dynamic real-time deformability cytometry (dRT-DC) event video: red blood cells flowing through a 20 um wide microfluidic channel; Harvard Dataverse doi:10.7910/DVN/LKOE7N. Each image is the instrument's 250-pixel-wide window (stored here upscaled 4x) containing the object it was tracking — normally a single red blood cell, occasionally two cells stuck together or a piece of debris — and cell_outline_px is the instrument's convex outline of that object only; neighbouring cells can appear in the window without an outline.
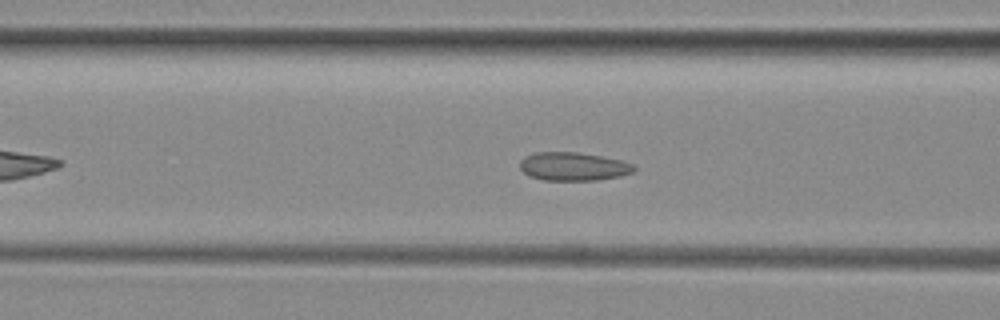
{"species": "common noctule bat (a hibernating species)", "species_latin": "Nyctalus noctula", "temperature_condition": "room temperature", "stored_images_in_passage": 40, "camera_frame_rate_fps": 3000, "um_per_image_px": 0.085, "animal": {"sex": "female", "body_mass_g": 29.2, "forearm_length_mm": 56.3}, "frame": {"image": 1, "passage_image": 10, "time_ms": 3.0, "image_size_px": [1000, 320], "cell_outline_px": [[636, 168], [632, 172], [620, 176], [596, 180], [544, 180], [528, 176], [520, 168], [520, 160], [524, 156], [536, 152], [576, 152], [624, 160], [632, 164]], "centroid_in_image_um": [48.71, 14.14], "position_along_channel_um": 117.9, "area_um2": 18.9}}
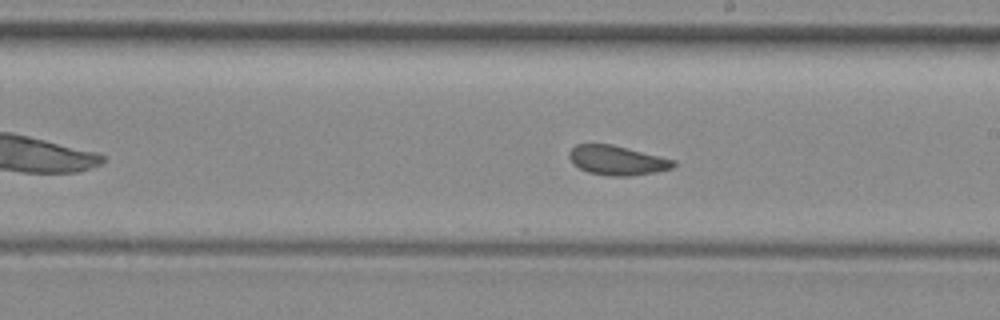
{"frame": {"image": 2, "passage_image": 19, "time_ms": 6.0, "image_size_px": [1000, 320], "cell_outline_px": [[676, 164], [672, 168], [656, 172], [628, 176], [608, 176], [588, 172], [572, 164], [568, 156], [568, 152], [576, 144], [612, 144], [676, 160]], "centroid_in_image_um": [52.44, 13.63], "position_along_channel_um": 236.6, "area_um2": 17.98}}
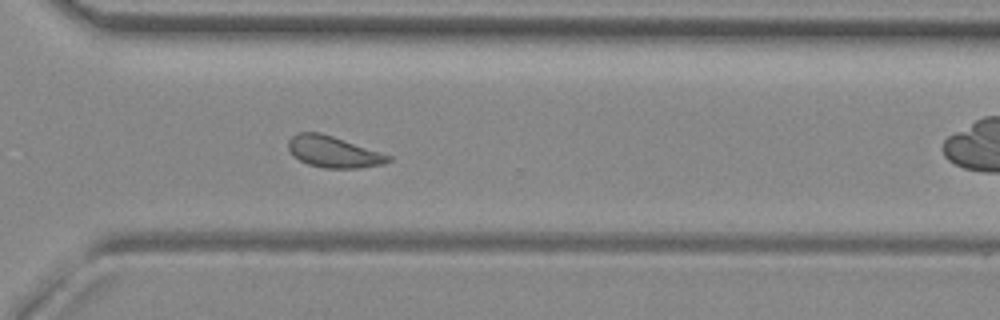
{"frame": {"image": 3, "passage_image": 27, "time_ms": 8.667, "image_size_px": [1000, 320], "cell_outline_px": [[392, 160], [384, 164], [360, 168], [324, 168], [308, 164], [292, 156], [288, 148], [288, 140], [296, 132], [320, 132], [392, 156]], "centroid_in_image_um": [28.32, 12.91], "position_along_channel_um": 342.3, "area_um2": 18.26}, "authors_computed_cell_mechanics": {"area_um2": 18.3804, "velocity_mm_per_s": 3.9677, "shape_relaxation_time_tau1_ms": null, "shape_relaxation_time_tau2_ms": 1.9614, "deformation_change_tau1": null, "deformation_change_tau2": 0.0726}}